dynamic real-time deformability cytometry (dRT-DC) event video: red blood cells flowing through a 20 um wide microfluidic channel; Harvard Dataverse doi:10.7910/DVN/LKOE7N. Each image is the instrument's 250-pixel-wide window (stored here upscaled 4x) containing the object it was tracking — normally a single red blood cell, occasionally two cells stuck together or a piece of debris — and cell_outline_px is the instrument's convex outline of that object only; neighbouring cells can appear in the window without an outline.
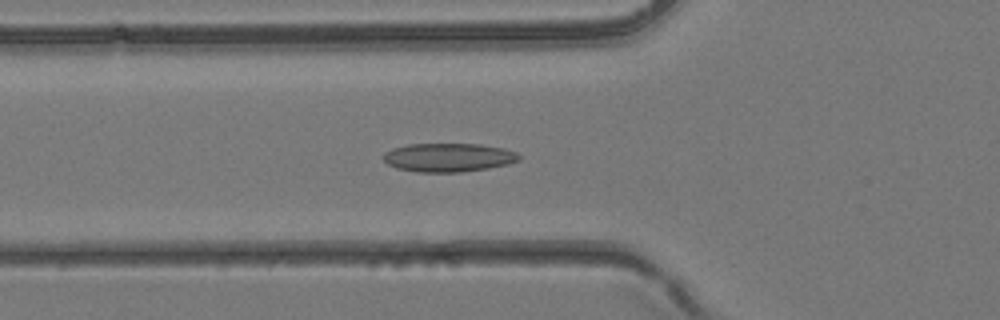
{"species": "common noctule bat (a hibernating species)", "species_latin": "Nyctalus noctula", "temperature_condition": "room temperature", "stored_images_in_passage": 3, "camera_frame_rate_fps": 3000, "um_per_image_px": 0.085, "animal": {"sex": "female", "body_mass_g": 24.6, "forearm_length_mm": 56.2}, "frame": {"image": 1, "passage_image": 3, "time_ms": 0.667, "image_size_px": [1000, 320], "cell_outline_px": [[520, 160], [508, 164], [488, 168], [460, 172], [416, 172], [396, 168], [388, 164], [384, 160], [384, 152], [392, 148], [408, 144], [480, 144], [504, 148], [516, 152], [520, 156]], "centroid_in_image_um": [38.12, 13.38], "position_along_channel_um": 87.7, "area_um2": 22.72}}